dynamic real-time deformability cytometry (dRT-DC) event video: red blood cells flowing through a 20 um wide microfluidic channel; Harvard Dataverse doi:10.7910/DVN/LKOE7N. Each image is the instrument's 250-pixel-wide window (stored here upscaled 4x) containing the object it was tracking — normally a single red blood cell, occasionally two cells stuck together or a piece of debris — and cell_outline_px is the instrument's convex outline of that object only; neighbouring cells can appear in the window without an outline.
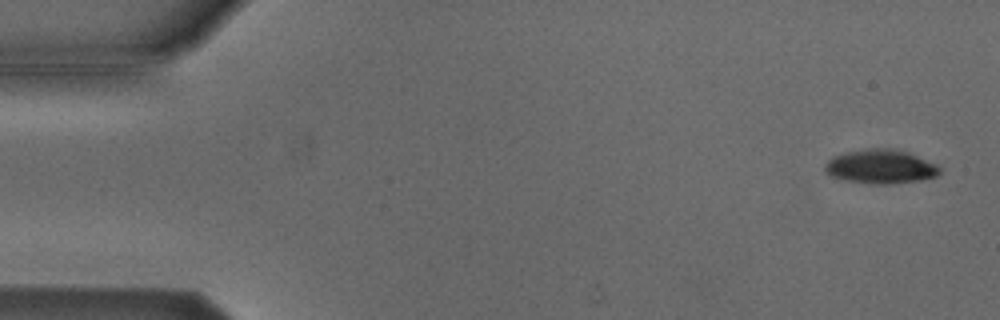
{"species": "Egyptian fruit bat (a non-hibernating species)", "species_latin": "Rousettus aegyptiacus", "temperature_condition": "cold", "stored_images_in_passage": 54, "camera_frame_rate_fps": 3000, "um_per_image_px": 0.085, "animal": {"sex": "male"}, "frame": {"image": 1, "passage_image": 2, "time_ms": 0.333, "image_size_px": [1000, 320], "cell_outline_px": [[940, 172], [936, 176], [920, 180], [888, 184], [876, 184], [844, 180], [832, 176], [824, 172], [824, 164], [832, 156], [848, 152], [868, 148], [896, 148], [908, 152], [936, 164], [940, 168]], "centroid_in_image_um": [74.83, 14.15], "position_along_channel_um": 10.2, "area_um2": 22.77}}
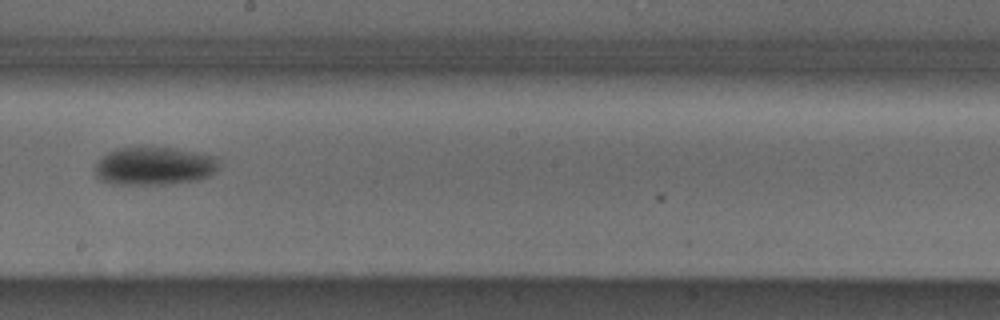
{"frame": {"image": 2, "passage_image": 30, "time_ms": 9.667, "image_size_px": [1000, 320], "cell_outline_px": [[220, 168], [208, 176], [200, 180], [168, 184], [112, 184], [100, 180], [96, 176], [96, 164], [100, 156], [116, 148], [140, 144], [144, 144], [172, 148], [196, 152], [216, 156]], "centroid_in_image_um": [13.09, 14.07], "position_along_channel_um": 235.1, "area_um2": 28.5}}
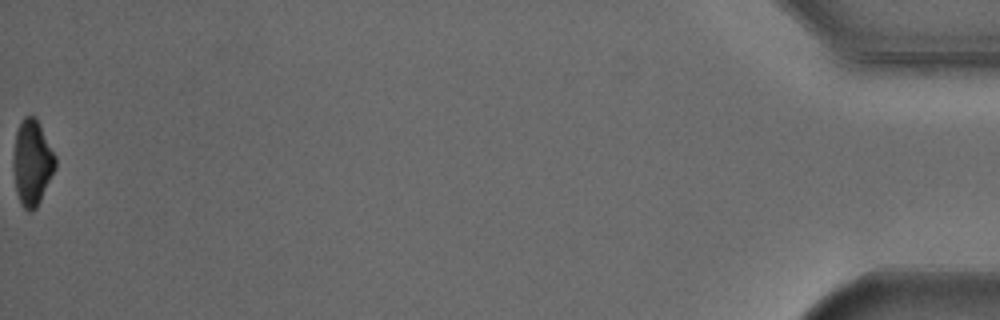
{"frame": {"image": 3, "passage_image": 54, "time_ms": 17.667, "image_size_px": [1000, 320], "cell_outline_px": [[56, 168], [36, 208], [32, 212], [28, 212], [20, 204], [16, 192], [12, 168], [12, 156], [16, 132], [24, 116], [36, 116], [56, 156]], "centroid_in_image_um": [2.71, 13.83], "position_along_channel_um": 432.5, "area_um2": 21.27}, "authors_computed_cell_mechanics": {"area_um2": 24.9407, "velocity_mm_per_s": 3.7993, "shape_relaxation_time_tau1_ms": 10.1543, "shape_relaxation_time_tau2_ms": null, "deformation_change_tau1": 0.2053, "deformation_change_tau2": null}}